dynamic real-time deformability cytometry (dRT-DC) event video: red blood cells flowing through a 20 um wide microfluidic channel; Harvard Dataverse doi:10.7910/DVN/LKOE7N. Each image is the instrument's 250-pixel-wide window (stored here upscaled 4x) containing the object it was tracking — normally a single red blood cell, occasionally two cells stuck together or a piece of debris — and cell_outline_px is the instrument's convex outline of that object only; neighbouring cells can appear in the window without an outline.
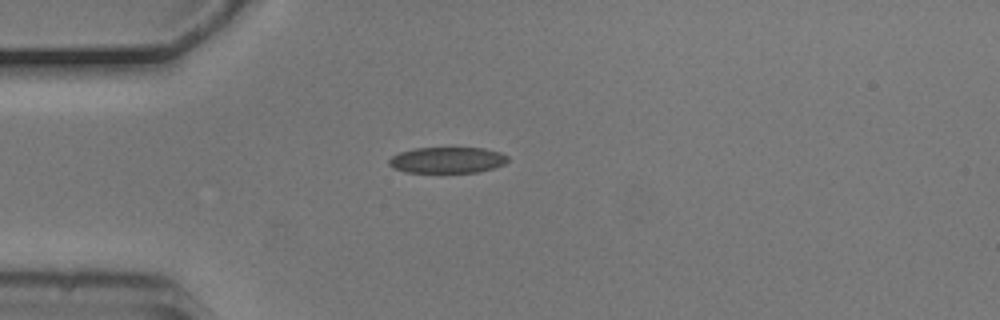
{"species": "common noctule bat (a hibernating species)", "species_latin": "Nyctalus noctula", "temperature_condition": "cold", "stored_images_in_passage": 1, "camera_frame_rate_fps": 3000, "um_per_image_px": 0.085, "animal": {"sex": "male", "body_mass_g": 20.5, "forearm_length_mm": 52.5}, "frame": {"image": 1, "passage_image": 1, "time_ms": 0.0, "image_size_px": [1000, 320], "cell_outline_px": [[508, 160], [504, 164], [480, 172], [404, 172], [392, 168], [388, 164], [388, 160], [392, 156], [400, 152], [412, 148], [484, 148], [500, 152], [508, 156]], "centroid_in_image_um": [37.99, 13.6], "position_along_channel_um": 47.0, "area_um2": 18.09}}